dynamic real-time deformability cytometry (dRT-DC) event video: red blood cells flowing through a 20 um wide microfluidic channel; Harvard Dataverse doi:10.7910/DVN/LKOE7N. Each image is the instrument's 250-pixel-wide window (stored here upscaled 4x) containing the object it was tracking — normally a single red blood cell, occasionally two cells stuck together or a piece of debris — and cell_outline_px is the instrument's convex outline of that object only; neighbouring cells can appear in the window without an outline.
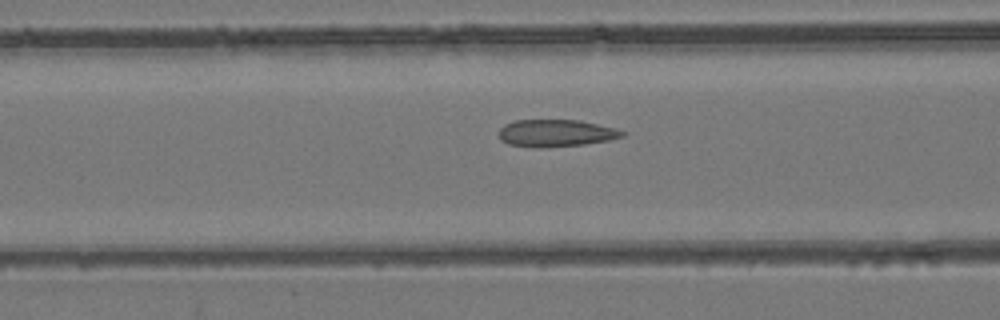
{"species": "common noctule bat (a hibernating species)", "species_latin": "Nyctalus noctula", "temperature_condition": "room temperature", "stored_images_in_passage": 50, "camera_frame_rate_fps": 3000, "um_per_image_px": 0.085, "animal": {"sex": "female", "body_mass_g": 24.6, "forearm_length_mm": 56.2}, "frame": {"image": 1, "passage_image": 22, "time_ms": 7.0, "image_size_px": [1000, 320], "cell_outline_px": [[628, 132], [624, 136], [608, 140], [584, 144], [540, 148], [536, 148], [508, 144], [500, 140], [500, 128], [504, 124], [516, 120], [580, 120], [616, 128]], "centroid_in_image_um": [47.27, 11.31], "position_along_channel_um": 119.3, "area_um2": 19.65}}
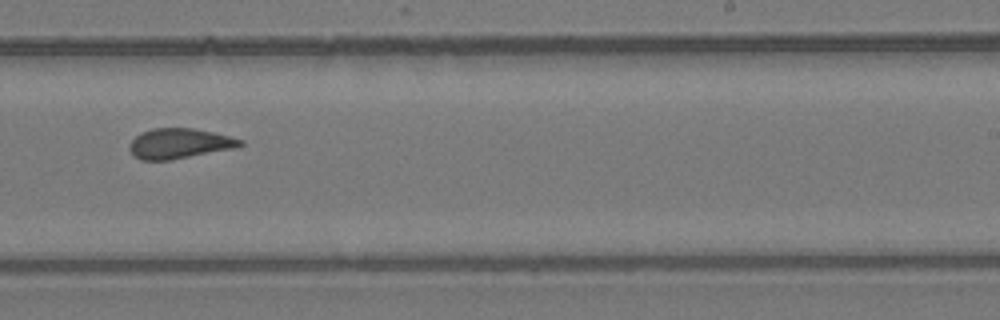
{"frame": {"image": 2, "passage_image": 34, "time_ms": 11.0, "image_size_px": [1000, 320], "cell_outline_px": [[244, 144], [236, 148], [172, 160], [140, 160], [128, 148], [128, 144], [140, 132], [152, 128], [192, 128], [212, 132], [244, 140]], "centroid_in_image_um": [15.24, 12.2], "position_along_channel_um": 273.8, "area_um2": 19.54}}
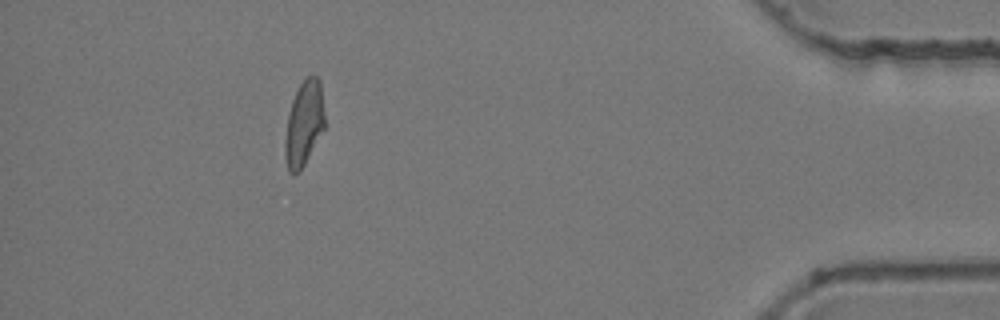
{"frame": {"image": 3, "passage_image": 49, "time_ms": 16.0, "image_size_px": [1000, 320], "cell_outline_px": [[324, 128], [300, 172], [288, 172], [284, 156], [284, 140], [288, 112], [292, 100], [300, 84], [308, 76], [316, 76], [320, 80], [324, 116]], "centroid_in_image_um": [25.81, 10.52], "position_along_channel_um": 409.4, "area_um2": 19.54}}